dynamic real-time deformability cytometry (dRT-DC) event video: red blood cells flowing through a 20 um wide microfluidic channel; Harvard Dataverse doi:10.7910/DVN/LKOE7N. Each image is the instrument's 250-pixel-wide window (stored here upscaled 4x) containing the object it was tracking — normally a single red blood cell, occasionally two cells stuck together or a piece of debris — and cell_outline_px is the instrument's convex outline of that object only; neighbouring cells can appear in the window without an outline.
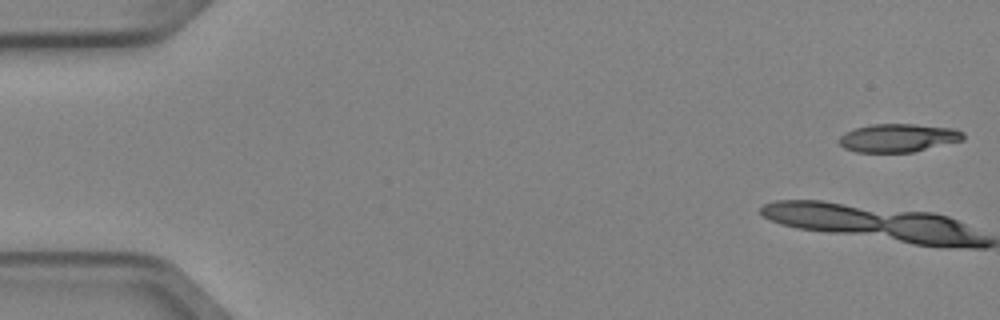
{"species": "Egyptian fruit bat (a non-hibernating species)", "species_latin": "Rousettus aegyptiacus", "temperature_condition": "cold", "stored_images_in_passage": 7, "camera_frame_rate_fps": 3000, "um_per_image_px": 0.085, "animal": {"sex": "female"}, "frame": {"image": 1, "passage_image": 1, "time_ms": 0.0, "image_size_px": [1000, 320], "cell_outline_px": [[964, 140], [912, 152], [856, 152], [844, 148], [840, 144], [840, 136], [844, 132], [856, 128], [872, 124], [916, 124], [952, 128], [964, 132]], "centroid_in_image_um": [76.35, 11.72], "position_along_channel_um": 8.6, "area_um2": 20.4}}
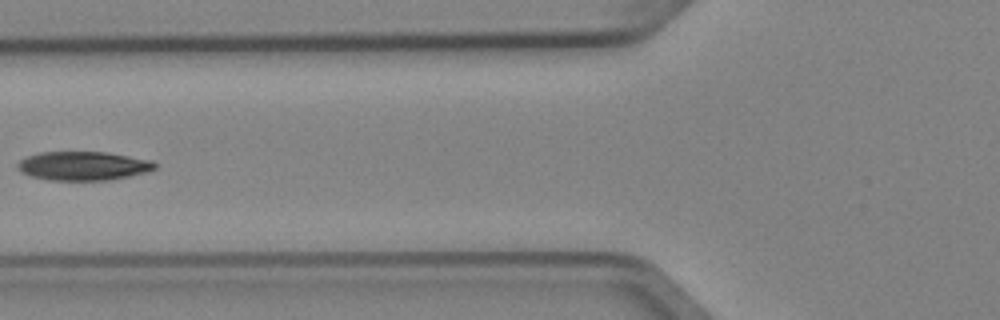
{"frame": {"image": 2, "passage_image": 6, "time_ms": 1.667, "image_size_px": [1000, 320], "cell_outline_px": [[156, 168], [148, 172], [108, 180], [48, 180], [28, 176], [20, 172], [16, 168], [16, 164], [20, 160], [28, 156], [40, 152], [104, 152], [152, 160], [156, 164]], "centroid_in_image_um": [7.03, 14.1], "position_along_channel_um": 118.8, "area_um2": 23.18}}
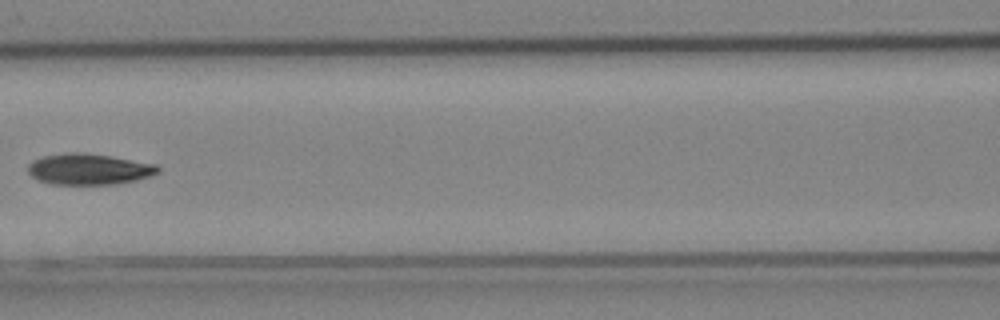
{"frame": {"image": 3, "passage_image": 7, "time_ms": 2.0, "image_size_px": [1000, 320], "cell_outline_px": [[160, 172], [152, 176], [136, 180], [116, 184], [48, 184], [36, 180], [28, 172], [28, 164], [32, 160], [44, 156], [68, 152], [76, 152], [112, 156], [156, 164], [160, 168]], "centroid_in_image_um": [7.56, 14.38], "position_along_channel_um": 159.0, "area_um2": 23.7}}